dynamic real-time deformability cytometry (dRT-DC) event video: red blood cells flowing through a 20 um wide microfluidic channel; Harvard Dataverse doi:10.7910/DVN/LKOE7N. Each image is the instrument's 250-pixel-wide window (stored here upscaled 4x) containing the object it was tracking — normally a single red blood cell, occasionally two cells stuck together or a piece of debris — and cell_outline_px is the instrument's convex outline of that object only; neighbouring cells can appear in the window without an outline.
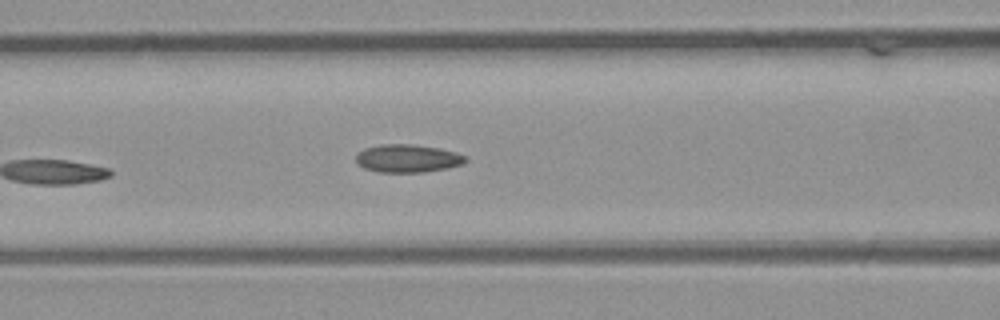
{"species": "common noctule bat (a hibernating species)", "species_latin": "Nyctalus noctula", "temperature_condition": "room temperature", "stored_images_in_passage": 6, "camera_frame_rate_fps": 3000, "um_per_image_px": 0.085, "animal": {"sex": "male", "body_mass_g": 23.1, "forearm_length_mm": 52.7}, "frame": {"image": 1, "passage_image": 6, "time_ms": 6.0, "image_size_px": [1000, 320], "cell_outline_px": [[468, 160], [460, 164], [448, 168], [420, 172], [380, 172], [364, 168], [356, 164], [356, 152], [364, 148], [380, 144], [412, 144], [440, 148], [456, 152], [468, 156]], "centroid_in_image_um": [34.62, 13.45], "position_along_channel_um": 132.0, "area_um2": 18.03}}